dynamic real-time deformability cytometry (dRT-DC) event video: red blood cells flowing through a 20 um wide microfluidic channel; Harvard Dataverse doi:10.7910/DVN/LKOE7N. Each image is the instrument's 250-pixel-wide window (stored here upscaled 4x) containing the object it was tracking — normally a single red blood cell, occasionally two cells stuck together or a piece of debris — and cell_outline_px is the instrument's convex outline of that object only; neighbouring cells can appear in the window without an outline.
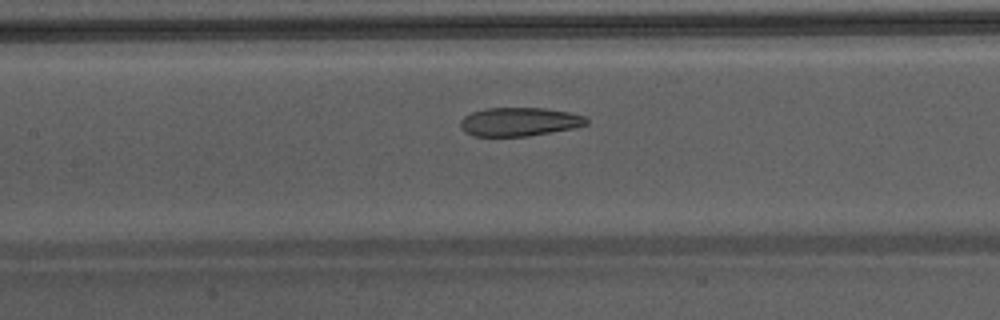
{"species": "Egyptian fruit bat (a non-hibernating species)", "species_latin": "Rousettus aegyptiacus", "temperature_condition": "warm", "stored_images_in_passage": 13, "camera_frame_rate_fps": 3000, "um_per_image_px": 0.085, "animal": {"sex": "male"}, "frame": {"image": 1, "passage_image": 11, "time_ms": 3.333, "image_size_px": [1000, 320], "cell_outline_px": [[588, 124], [572, 128], [528, 136], [472, 136], [464, 132], [460, 128], [460, 120], [464, 116], [472, 112], [484, 108], [544, 108], [568, 112], [584, 116], [588, 120]], "centroid_in_image_um": [44.09, 10.35], "position_along_channel_um": 163.3, "area_um2": 21.04}}